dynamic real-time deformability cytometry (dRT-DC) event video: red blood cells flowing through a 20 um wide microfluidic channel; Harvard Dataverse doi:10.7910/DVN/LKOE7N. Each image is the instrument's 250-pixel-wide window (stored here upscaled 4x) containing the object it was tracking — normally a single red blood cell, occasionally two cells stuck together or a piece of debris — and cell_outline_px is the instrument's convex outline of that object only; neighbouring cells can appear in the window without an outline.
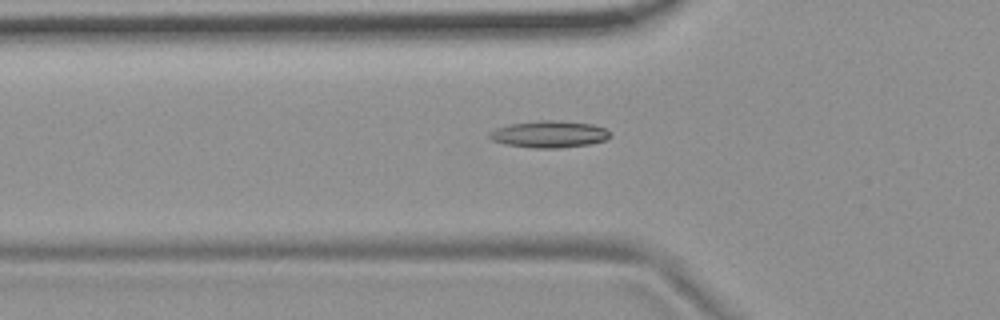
{"species": "common noctule bat (a hibernating species)", "species_latin": "Nyctalus noctula", "temperature_condition": "room temperature", "stored_images_in_passage": 53, "camera_frame_rate_fps": 3000, "um_per_image_px": 0.085, "animal": {"sex": "female", "body_mass_g": 19.9}, "frame": {"image": 1, "passage_image": 17, "time_ms": 5.333, "image_size_px": [1000, 320], "cell_outline_px": [[612, 136], [604, 140], [592, 144], [560, 148], [532, 148], [504, 144], [492, 140], [488, 136], [488, 132], [496, 128], [508, 124], [536, 120], [560, 120], [592, 124], [604, 128], [612, 132]], "centroid_in_image_um": [46.68, 11.4], "position_along_channel_um": 79.1, "area_um2": 19.25}}
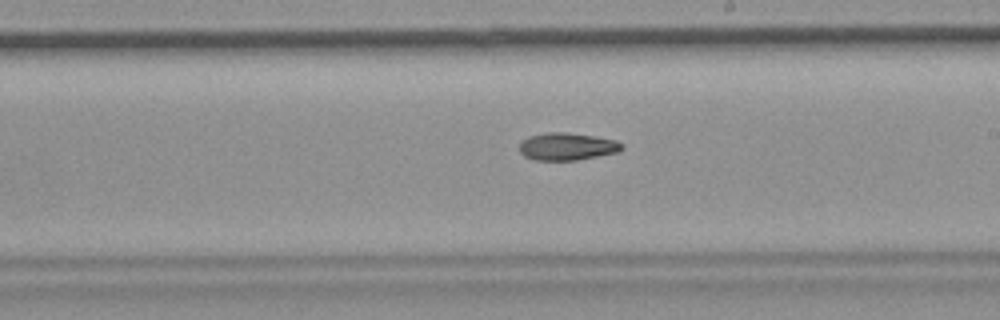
{"frame": {"image": 2, "passage_image": 30, "time_ms": 9.667, "image_size_px": [1000, 320], "cell_outline_px": [[624, 148], [616, 152], [576, 160], [532, 160], [524, 156], [520, 152], [520, 144], [528, 136], [548, 132], [564, 132], [592, 136], [616, 140], [624, 144]], "centroid_in_image_um": [48.19, 12.45], "position_along_channel_um": 240.8, "area_um2": 16.24}}
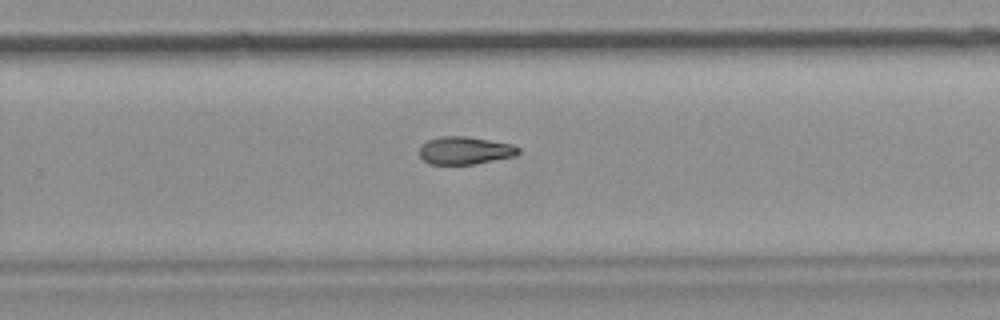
{"frame": {"image": 3, "passage_image": 34, "time_ms": 11.0, "image_size_px": [1000, 320], "cell_outline_px": [[520, 152], [516, 156], [476, 164], [428, 164], [420, 156], [420, 148], [428, 140], [440, 136], [468, 136], [512, 144], [520, 148]], "centroid_in_image_um": [39.56, 12.79], "position_along_channel_um": 290.2, "area_um2": 16.07}}